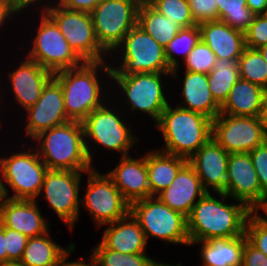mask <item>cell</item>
Listing matches in <instances>:
<instances>
[{
	"label": "cell",
	"instance_id": "cell-27",
	"mask_svg": "<svg viewBox=\"0 0 267 266\" xmlns=\"http://www.w3.org/2000/svg\"><path fill=\"white\" fill-rule=\"evenodd\" d=\"M246 235L234 238H213L207 241L193 242L190 246L200 243V255L204 266H242L243 248Z\"/></svg>",
	"mask_w": 267,
	"mask_h": 266
},
{
	"label": "cell",
	"instance_id": "cell-50",
	"mask_svg": "<svg viewBox=\"0 0 267 266\" xmlns=\"http://www.w3.org/2000/svg\"><path fill=\"white\" fill-rule=\"evenodd\" d=\"M38 1L42 2L43 0H18V12L21 13L23 9L28 8V6L30 7L31 6L30 4L35 3L33 5H36V3H39Z\"/></svg>",
	"mask_w": 267,
	"mask_h": 266
},
{
	"label": "cell",
	"instance_id": "cell-6",
	"mask_svg": "<svg viewBox=\"0 0 267 266\" xmlns=\"http://www.w3.org/2000/svg\"><path fill=\"white\" fill-rule=\"evenodd\" d=\"M115 51L122 52L119 58L122 62L118 68L111 66V75L172 72L164 47L138 25L129 31Z\"/></svg>",
	"mask_w": 267,
	"mask_h": 266
},
{
	"label": "cell",
	"instance_id": "cell-12",
	"mask_svg": "<svg viewBox=\"0 0 267 266\" xmlns=\"http://www.w3.org/2000/svg\"><path fill=\"white\" fill-rule=\"evenodd\" d=\"M88 183L81 204L95 220L98 228L126 217L130 204L123 198L112 179L101 174L95 166L86 172Z\"/></svg>",
	"mask_w": 267,
	"mask_h": 266
},
{
	"label": "cell",
	"instance_id": "cell-58",
	"mask_svg": "<svg viewBox=\"0 0 267 266\" xmlns=\"http://www.w3.org/2000/svg\"><path fill=\"white\" fill-rule=\"evenodd\" d=\"M264 211V213H265V215H266V217H267V200H266V202H265V204H264V206L260 209V211ZM267 219V218H266Z\"/></svg>",
	"mask_w": 267,
	"mask_h": 266
},
{
	"label": "cell",
	"instance_id": "cell-31",
	"mask_svg": "<svg viewBox=\"0 0 267 266\" xmlns=\"http://www.w3.org/2000/svg\"><path fill=\"white\" fill-rule=\"evenodd\" d=\"M207 76L211 94L221 106L240 78L239 60L217 58L214 69Z\"/></svg>",
	"mask_w": 267,
	"mask_h": 266
},
{
	"label": "cell",
	"instance_id": "cell-1",
	"mask_svg": "<svg viewBox=\"0 0 267 266\" xmlns=\"http://www.w3.org/2000/svg\"><path fill=\"white\" fill-rule=\"evenodd\" d=\"M207 192L193 206L187 217L190 244L213 238H234L245 234L247 219L252 211L242 202L226 204L225 193H217L216 199ZM225 200V201H224Z\"/></svg>",
	"mask_w": 267,
	"mask_h": 266
},
{
	"label": "cell",
	"instance_id": "cell-54",
	"mask_svg": "<svg viewBox=\"0 0 267 266\" xmlns=\"http://www.w3.org/2000/svg\"><path fill=\"white\" fill-rule=\"evenodd\" d=\"M11 4L18 11V0H3Z\"/></svg>",
	"mask_w": 267,
	"mask_h": 266
},
{
	"label": "cell",
	"instance_id": "cell-46",
	"mask_svg": "<svg viewBox=\"0 0 267 266\" xmlns=\"http://www.w3.org/2000/svg\"><path fill=\"white\" fill-rule=\"evenodd\" d=\"M246 4L255 15H260L267 7V0H246Z\"/></svg>",
	"mask_w": 267,
	"mask_h": 266
},
{
	"label": "cell",
	"instance_id": "cell-29",
	"mask_svg": "<svg viewBox=\"0 0 267 266\" xmlns=\"http://www.w3.org/2000/svg\"><path fill=\"white\" fill-rule=\"evenodd\" d=\"M49 231L36 237L28 238L20 260L25 266H56L58 261L72 248L74 243L62 248L49 237Z\"/></svg>",
	"mask_w": 267,
	"mask_h": 266
},
{
	"label": "cell",
	"instance_id": "cell-57",
	"mask_svg": "<svg viewBox=\"0 0 267 266\" xmlns=\"http://www.w3.org/2000/svg\"><path fill=\"white\" fill-rule=\"evenodd\" d=\"M1 173V172H0ZM4 199L2 185H1V175H0V202Z\"/></svg>",
	"mask_w": 267,
	"mask_h": 266
},
{
	"label": "cell",
	"instance_id": "cell-56",
	"mask_svg": "<svg viewBox=\"0 0 267 266\" xmlns=\"http://www.w3.org/2000/svg\"><path fill=\"white\" fill-rule=\"evenodd\" d=\"M87 266H98V264L93 260L92 254L90 256V261Z\"/></svg>",
	"mask_w": 267,
	"mask_h": 266
},
{
	"label": "cell",
	"instance_id": "cell-3",
	"mask_svg": "<svg viewBox=\"0 0 267 266\" xmlns=\"http://www.w3.org/2000/svg\"><path fill=\"white\" fill-rule=\"evenodd\" d=\"M37 153L48 170L89 171L82 122L68 121L38 134Z\"/></svg>",
	"mask_w": 267,
	"mask_h": 266
},
{
	"label": "cell",
	"instance_id": "cell-55",
	"mask_svg": "<svg viewBox=\"0 0 267 266\" xmlns=\"http://www.w3.org/2000/svg\"><path fill=\"white\" fill-rule=\"evenodd\" d=\"M140 4L152 5L156 0H139Z\"/></svg>",
	"mask_w": 267,
	"mask_h": 266
},
{
	"label": "cell",
	"instance_id": "cell-32",
	"mask_svg": "<svg viewBox=\"0 0 267 266\" xmlns=\"http://www.w3.org/2000/svg\"><path fill=\"white\" fill-rule=\"evenodd\" d=\"M200 39L198 24L182 27L177 35L164 47L168 66L172 69V78H177L178 68L180 67L178 58L175 57L176 53L182 55V58L185 60Z\"/></svg>",
	"mask_w": 267,
	"mask_h": 266
},
{
	"label": "cell",
	"instance_id": "cell-52",
	"mask_svg": "<svg viewBox=\"0 0 267 266\" xmlns=\"http://www.w3.org/2000/svg\"><path fill=\"white\" fill-rule=\"evenodd\" d=\"M258 50L262 54L264 60L267 62V45H263V46L259 47Z\"/></svg>",
	"mask_w": 267,
	"mask_h": 266
},
{
	"label": "cell",
	"instance_id": "cell-24",
	"mask_svg": "<svg viewBox=\"0 0 267 266\" xmlns=\"http://www.w3.org/2000/svg\"><path fill=\"white\" fill-rule=\"evenodd\" d=\"M107 225L100 242L105 248L123 254L146 253L148 241L131 213Z\"/></svg>",
	"mask_w": 267,
	"mask_h": 266
},
{
	"label": "cell",
	"instance_id": "cell-42",
	"mask_svg": "<svg viewBox=\"0 0 267 266\" xmlns=\"http://www.w3.org/2000/svg\"><path fill=\"white\" fill-rule=\"evenodd\" d=\"M249 154L256 170L261 190L267 195V139Z\"/></svg>",
	"mask_w": 267,
	"mask_h": 266
},
{
	"label": "cell",
	"instance_id": "cell-51",
	"mask_svg": "<svg viewBox=\"0 0 267 266\" xmlns=\"http://www.w3.org/2000/svg\"><path fill=\"white\" fill-rule=\"evenodd\" d=\"M0 266H25V265L22 264L20 261H11V262L2 263L0 264Z\"/></svg>",
	"mask_w": 267,
	"mask_h": 266
},
{
	"label": "cell",
	"instance_id": "cell-35",
	"mask_svg": "<svg viewBox=\"0 0 267 266\" xmlns=\"http://www.w3.org/2000/svg\"><path fill=\"white\" fill-rule=\"evenodd\" d=\"M92 257L98 266H152L154 261L145 253L123 254L107 249L101 243L93 248Z\"/></svg>",
	"mask_w": 267,
	"mask_h": 266
},
{
	"label": "cell",
	"instance_id": "cell-34",
	"mask_svg": "<svg viewBox=\"0 0 267 266\" xmlns=\"http://www.w3.org/2000/svg\"><path fill=\"white\" fill-rule=\"evenodd\" d=\"M239 60V77L267 91V62L258 49L245 47Z\"/></svg>",
	"mask_w": 267,
	"mask_h": 266
},
{
	"label": "cell",
	"instance_id": "cell-18",
	"mask_svg": "<svg viewBox=\"0 0 267 266\" xmlns=\"http://www.w3.org/2000/svg\"><path fill=\"white\" fill-rule=\"evenodd\" d=\"M228 158L229 153L211 137L188 159V163L207 192H210V187L213 193H223L226 188Z\"/></svg>",
	"mask_w": 267,
	"mask_h": 266
},
{
	"label": "cell",
	"instance_id": "cell-13",
	"mask_svg": "<svg viewBox=\"0 0 267 266\" xmlns=\"http://www.w3.org/2000/svg\"><path fill=\"white\" fill-rule=\"evenodd\" d=\"M171 76V72L139 73L132 75H111L115 85L126 95L127 106L150 115L155 124L169 104L162 85V76Z\"/></svg>",
	"mask_w": 267,
	"mask_h": 266
},
{
	"label": "cell",
	"instance_id": "cell-9",
	"mask_svg": "<svg viewBox=\"0 0 267 266\" xmlns=\"http://www.w3.org/2000/svg\"><path fill=\"white\" fill-rule=\"evenodd\" d=\"M139 0H102L91 12L100 46L111 53L137 25Z\"/></svg>",
	"mask_w": 267,
	"mask_h": 266
},
{
	"label": "cell",
	"instance_id": "cell-15",
	"mask_svg": "<svg viewBox=\"0 0 267 266\" xmlns=\"http://www.w3.org/2000/svg\"><path fill=\"white\" fill-rule=\"evenodd\" d=\"M212 138L230 153H249L266 140L260 117L220 113L212 120Z\"/></svg>",
	"mask_w": 267,
	"mask_h": 266
},
{
	"label": "cell",
	"instance_id": "cell-10",
	"mask_svg": "<svg viewBox=\"0 0 267 266\" xmlns=\"http://www.w3.org/2000/svg\"><path fill=\"white\" fill-rule=\"evenodd\" d=\"M117 114L118 112L105 103L82 121L86 152L91 164L93 155L87 139L95 141L94 143L104 146L105 149L121 152V157L129 155V149L138 142L137 133L132 134V128L127 127L124 118L121 120V116Z\"/></svg>",
	"mask_w": 267,
	"mask_h": 266
},
{
	"label": "cell",
	"instance_id": "cell-23",
	"mask_svg": "<svg viewBox=\"0 0 267 266\" xmlns=\"http://www.w3.org/2000/svg\"><path fill=\"white\" fill-rule=\"evenodd\" d=\"M200 38L213 51L216 58L239 59L245 49L244 32L233 29L223 21L198 24Z\"/></svg>",
	"mask_w": 267,
	"mask_h": 266
},
{
	"label": "cell",
	"instance_id": "cell-26",
	"mask_svg": "<svg viewBox=\"0 0 267 266\" xmlns=\"http://www.w3.org/2000/svg\"><path fill=\"white\" fill-rule=\"evenodd\" d=\"M266 94L262 87L239 78L220 106V113L260 117Z\"/></svg>",
	"mask_w": 267,
	"mask_h": 266
},
{
	"label": "cell",
	"instance_id": "cell-14",
	"mask_svg": "<svg viewBox=\"0 0 267 266\" xmlns=\"http://www.w3.org/2000/svg\"><path fill=\"white\" fill-rule=\"evenodd\" d=\"M85 172L87 171L48 170L40 191V195L44 194L50 208L71 230L74 223L79 220L80 182L82 173Z\"/></svg>",
	"mask_w": 267,
	"mask_h": 266
},
{
	"label": "cell",
	"instance_id": "cell-16",
	"mask_svg": "<svg viewBox=\"0 0 267 266\" xmlns=\"http://www.w3.org/2000/svg\"><path fill=\"white\" fill-rule=\"evenodd\" d=\"M223 193L242 202L252 212H258L264 206L267 195L261 190L249 153L229 154L226 188Z\"/></svg>",
	"mask_w": 267,
	"mask_h": 266
},
{
	"label": "cell",
	"instance_id": "cell-5",
	"mask_svg": "<svg viewBox=\"0 0 267 266\" xmlns=\"http://www.w3.org/2000/svg\"><path fill=\"white\" fill-rule=\"evenodd\" d=\"M130 213L139 222L146 241L149 237L163 242L190 246L187 217L172 210L158 197L150 196L133 202Z\"/></svg>",
	"mask_w": 267,
	"mask_h": 266
},
{
	"label": "cell",
	"instance_id": "cell-21",
	"mask_svg": "<svg viewBox=\"0 0 267 266\" xmlns=\"http://www.w3.org/2000/svg\"><path fill=\"white\" fill-rule=\"evenodd\" d=\"M206 193L207 191L204 189L197 173L187 162L179 170L172 183L156 197L172 210L178 211L188 217L193 206Z\"/></svg>",
	"mask_w": 267,
	"mask_h": 266
},
{
	"label": "cell",
	"instance_id": "cell-33",
	"mask_svg": "<svg viewBox=\"0 0 267 266\" xmlns=\"http://www.w3.org/2000/svg\"><path fill=\"white\" fill-rule=\"evenodd\" d=\"M218 20L233 29L245 32L253 23L255 14L247 7L246 0H216Z\"/></svg>",
	"mask_w": 267,
	"mask_h": 266
},
{
	"label": "cell",
	"instance_id": "cell-36",
	"mask_svg": "<svg viewBox=\"0 0 267 266\" xmlns=\"http://www.w3.org/2000/svg\"><path fill=\"white\" fill-rule=\"evenodd\" d=\"M151 6L162 15L173 19L181 28L197 25L191 15L188 0H156Z\"/></svg>",
	"mask_w": 267,
	"mask_h": 266
},
{
	"label": "cell",
	"instance_id": "cell-8",
	"mask_svg": "<svg viewBox=\"0 0 267 266\" xmlns=\"http://www.w3.org/2000/svg\"><path fill=\"white\" fill-rule=\"evenodd\" d=\"M45 5L41 9L58 26L71 48L84 62L106 61L107 52L97 41L91 14L65 9L59 4Z\"/></svg>",
	"mask_w": 267,
	"mask_h": 266
},
{
	"label": "cell",
	"instance_id": "cell-47",
	"mask_svg": "<svg viewBox=\"0 0 267 266\" xmlns=\"http://www.w3.org/2000/svg\"><path fill=\"white\" fill-rule=\"evenodd\" d=\"M74 249L75 246L73 245L72 248L58 261V264L56 266H87L89 263L84 262L82 258H80L78 261H67L70 253L73 252Z\"/></svg>",
	"mask_w": 267,
	"mask_h": 266
},
{
	"label": "cell",
	"instance_id": "cell-30",
	"mask_svg": "<svg viewBox=\"0 0 267 266\" xmlns=\"http://www.w3.org/2000/svg\"><path fill=\"white\" fill-rule=\"evenodd\" d=\"M137 25L165 47L178 33L181 26L162 15L151 5L140 4Z\"/></svg>",
	"mask_w": 267,
	"mask_h": 266
},
{
	"label": "cell",
	"instance_id": "cell-4",
	"mask_svg": "<svg viewBox=\"0 0 267 266\" xmlns=\"http://www.w3.org/2000/svg\"><path fill=\"white\" fill-rule=\"evenodd\" d=\"M165 148L161 151L189 159L212 137V120L205 115L170 104L155 124Z\"/></svg>",
	"mask_w": 267,
	"mask_h": 266
},
{
	"label": "cell",
	"instance_id": "cell-38",
	"mask_svg": "<svg viewBox=\"0 0 267 266\" xmlns=\"http://www.w3.org/2000/svg\"><path fill=\"white\" fill-rule=\"evenodd\" d=\"M245 235L247 241L267 256V219L258 212H252L246 223Z\"/></svg>",
	"mask_w": 267,
	"mask_h": 266
},
{
	"label": "cell",
	"instance_id": "cell-40",
	"mask_svg": "<svg viewBox=\"0 0 267 266\" xmlns=\"http://www.w3.org/2000/svg\"><path fill=\"white\" fill-rule=\"evenodd\" d=\"M5 249L7 262L20 261L26 247L28 237L22 233L4 227Z\"/></svg>",
	"mask_w": 267,
	"mask_h": 266
},
{
	"label": "cell",
	"instance_id": "cell-7",
	"mask_svg": "<svg viewBox=\"0 0 267 266\" xmlns=\"http://www.w3.org/2000/svg\"><path fill=\"white\" fill-rule=\"evenodd\" d=\"M47 166L38 156L37 151L31 149L20 151L11 156L0 157L1 185L3 195L10 199L36 200L40 195ZM3 178V179H2ZM13 195L10 197L8 187Z\"/></svg>",
	"mask_w": 267,
	"mask_h": 266
},
{
	"label": "cell",
	"instance_id": "cell-28",
	"mask_svg": "<svg viewBox=\"0 0 267 266\" xmlns=\"http://www.w3.org/2000/svg\"><path fill=\"white\" fill-rule=\"evenodd\" d=\"M188 159L155 150L146 154L150 196H157L175 179Z\"/></svg>",
	"mask_w": 267,
	"mask_h": 266
},
{
	"label": "cell",
	"instance_id": "cell-19",
	"mask_svg": "<svg viewBox=\"0 0 267 266\" xmlns=\"http://www.w3.org/2000/svg\"><path fill=\"white\" fill-rule=\"evenodd\" d=\"M0 223L28 238L45 234L50 227V222L42 216L36 200L6 197L0 202Z\"/></svg>",
	"mask_w": 267,
	"mask_h": 266
},
{
	"label": "cell",
	"instance_id": "cell-59",
	"mask_svg": "<svg viewBox=\"0 0 267 266\" xmlns=\"http://www.w3.org/2000/svg\"><path fill=\"white\" fill-rule=\"evenodd\" d=\"M260 15L267 19V7Z\"/></svg>",
	"mask_w": 267,
	"mask_h": 266
},
{
	"label": "cell",
	"instance_id": "cell-53",
	"mask_svg": "<svg viewBox=\"0 0 267 266\" xmlns=\"http://www.w3.org/2000/svg\"><path fill=\"white\" fill-rule=\"evenodd\" d=\"M152 266H182L181 263L179 262L177 265H172L164 262H158L154 259Z\"/></svg>",
	"mask_w": 267,
	"mask_h": 266
},
{
	"label": "cell",
	"instance_id": "cell-45",
	"mask_svg": "<svg viewBox=\"0 0 267 266\" xmlns=\"http://www.w3.org/2000/svg\"><path fill=\"white\" fill-rule=\"evenodd\" d=\"M14 14H18V11L8 2L0 0V29L6 20L14 19Z\"/></svg>",
	"mask_w": 267,
	"mask_h": 266
},
{
	"label": "cell",
	"instance_id": "cell-43",
	"mask_svg": "<svg viewBox=\"0 0 267 266\" xmlns=\"http://www.w3.org/2000/svg\"><path fill=\"white\" fill-rule=\"evenodd\" d=\"M242 266H267V256L246 240L243 248Z\"/></svg>",
	"mask_w": 267,
	"mask_h": 266
},
{
	"label": "cell",
	"instance_id": "cell-39",
	"mask_svg": "<svg viewBox=\"0 0 267 266\" xmlns=\"http://www.w3.org/2000/svg\"><path fill=\"white\" fill-rule=\"evenodd\" d=\"M245 46L258 49L267 45V19L261 15H256L253 23L244 32Z\"/></svg>",
	"mask_w": 267,
	"mask_h": 266
},
{
	"label": "cell",
	"instance_id": "cell-11",
	"mask_svg": "<svg viewBox=\"0 0 267 266\" xmlns=\"http://www.w3.org/2000/svg\"><path fill=\"white\" fill-rule=\"evenodd\" d=\"M37 35L27 58L37 62L53 74L65 69L81 66L84 61L75 53L56 23L41 11Z\"/></svg>",
	"mask_w": 267,
	"mask_h": 266
},
{
	"label": "cell",
	"instance_id": "cell-25",
	"mask_svg": "<svg viewBox=\"0 0 267 266\" xmlns=\"http://www.w3.org/2000/svg\"><path fill=\"white\" fill-rule=\"evenodd\" d=\"M182 81L181 95L184 98V106H178L214 120L220 114V105L211 94L207 74L185 71Z\"/></svg>",
	"mask_w": 267,
	"mask_h": 266
},
{
	"label": "cell",
	"instance_id": "cell-37",
	"mask_svg": "<svg viewBox=\"0 0 267 266\" xmlns=\"http://www.w3.org/2000/svg\"><path fill=\"white\" fill-rule=\"evenodd\" d=\"M216 61L213 51L201 39L183 60L186 71L202 74H209L214 69Z\"/></svg>",
	"mask_w": 267,
	"mask_h": 266
},
{
	"label": "cell",
	"instance_id": "cell-2",
	"mask_svg": "<svg viewBox=\"0 0 267 266\" xmlns=\"http://www.w3.org/2000/svg\"><path fill=\"white\" fill-rule=\"evenodd\" d=\"M106 64V61L84 62L81 66L53 74L62 86L65 112L70 121L82 122L93 110L106 102L107 97L103 98V87L97 76L98 69L104 71L106 77L111 76V66Z\"/></svg>",
	"mask_w": 267,
	"mask_h": 266
},
{
	"label": "cell",
	"instance_id": "cell-41",
	"mask_svg": "<svg viewBox=\"0 0 267 266\" xmlns=\"http://www.w3.org/2000/svg\"><path fill=\"white\" fill-rule=\"evenodd\" d=\"M196 24L218 20L216 0H188Z\"/></svg>",
	"mask_w": 267,
	"mask_h": 266
},
{
	"label": "cell",
	"instance_id": "cell-44",
	"mask_svg": "<svg viewBox=\"0 0 267 266\" xmlns=\"http://www.w3.org/2000/svg\"><path fill=\"white\" fill-rule=\"evenodd\" d=\"M102 0H58L65 9L90 13Z\"/></svg>",
	"mask_w": 267,
	"mask_h": 266
},
{
	"label": "cell",
	"instance_id": "cell-48",
	"mask_svg": "<svg viewBox=\"0 0 267 266\" xmlns=\"http://www.w3.org/2000/svg\"><path fill=\"white\" fill-rule=\"evenodd\" d=\"M7 262V251L5 249L4 226L0 223V264Z\"/></svg>",
	"mask_w": 267,
	"mask_h": 266
},
{
	"label": "cell",
	"instance_id": "cell-17",
	"mask_svg": "<svg viewBox=\"0 0 267 266\" xmlns=\"http://www.w3.org/2000/svg\"><path fill=\"white\" fill-rule=\"evenodd\" d=\"M25 111L28 113L25 131L31 139L42 131L70 121L65 112L62 86L54 77L43 87L38 101Z\"/></svg>",
	"mask_w": 267,
	"mask_h": 266
},
{
	"label": "cell",
	"instance_id": "cell-49",
	"mask_svg": "<svg viewBox=\"0 0 267 266\" xmlns=\"http://www.w3.org/2000/svg\"><path fill=\"white\" fill-rule=\"evenodd\" d=\"M260 118L262 120L263 130H264V133L267 139V94L263 102V107H262Z\"/></svg>",
	"mask_w": 267,
	"mask_h": 266
},
{
	"label": "cell",
	"instance_id": "cell-22",
	"mask_svg": "<svg viewBox=\"0 0 267 266\" xmlns=\"http://www.w3.org/2000/svg\"><path fill=\"white\" fill-rule=\"evenodd\" d=\"M9 73L12 94L16 104L21 105L24 111L38 101L43 87L53 77L51 71L29 58L21 61L20 66Z\"/></svg>",
	"mask_w": 267,
	"mask_h": 266
},
{
	"label": "cell",
	"instance_id": "cell-20",
	"mask_svg": "<svg viewBox=\"0 0 267 266\" xmlns=\"http://www.w3.org/2000/svg\"><path fill=\"white\" fill-rule=\"evenodd\" d=\"M107 175L130 205L150 197L146 155L138 159L129 155L122 156L119 164L109 173L107 172Z\"/></svg>",
	"mask_w": 267,
	"mask_h": 266
}]
</instances>
